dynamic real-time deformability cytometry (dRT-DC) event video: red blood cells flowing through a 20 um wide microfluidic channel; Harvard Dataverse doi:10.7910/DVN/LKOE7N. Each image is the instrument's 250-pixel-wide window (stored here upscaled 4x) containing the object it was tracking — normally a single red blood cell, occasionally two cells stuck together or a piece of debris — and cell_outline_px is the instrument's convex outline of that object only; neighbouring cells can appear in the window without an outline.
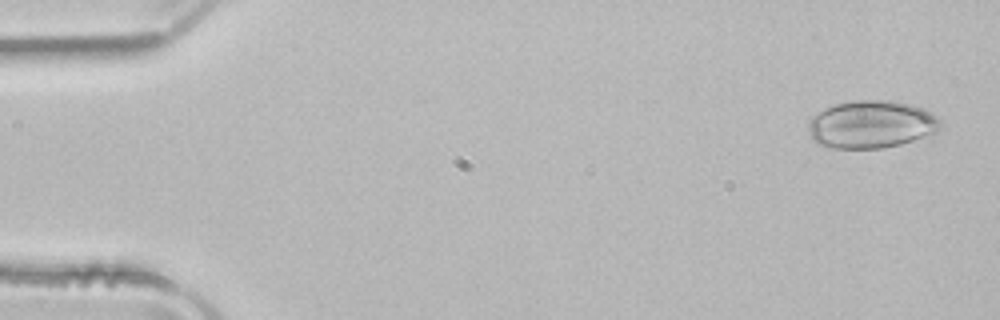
{"species": "common noctule bat (a hibernating species)", "species_latin": "Nyctalus noctula", "temperature_condition": "room temperature", "stored_images_in_passage": 50, "camera_frame_rate_fps": 3000, "um_per_image_px": 0.085, "animal": {"sex": "male", "body_mass_g": 21.5, "forearm_length_mm": 52.0}, "frame": {"image": 1, "passage_image": 2, "time_ms": 0.333, "image_size_px": [1000, 320], "cell_outline_px": [[940, 128], [936, 132], [900, 144], [880, 148], [832, 148], [820, 144], [812, 140], [808, 128], [808, 120], [812, 116], [824, 108], [832, 104], [856, 100], [888, 100], [912, 104], [924, 108], [936, 116], [940, 120]], "centroid_in_image_um": [74.03, 10.55], "position_along_channel_um": 11.0, "area_um2": 36.76}}
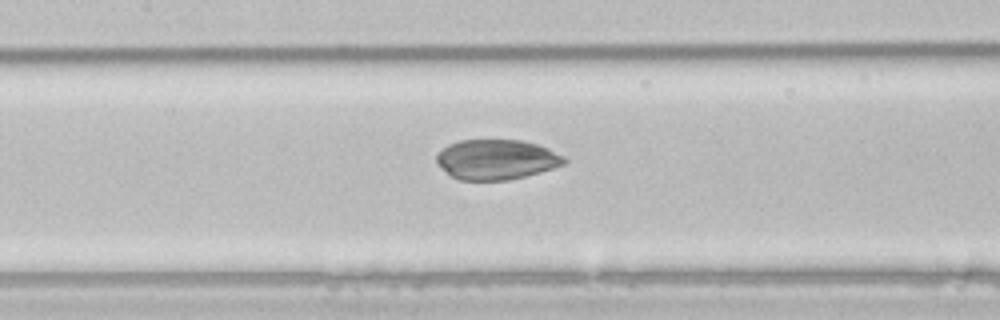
{"frame": {"image": 2, "passage_image": 23, "time_ms": 7.333, "image_size_px": [1000, 320], "cell_outline_px": [[568, 160], [564, 164], [540, 172], [508, 180], [460, 180], [452, 176], [436, 164], [436, 156], [440, 148], [448, 144], [460, 140], [520, 140], [536, 144], [548, 148], [564, 156]], "centroid_in_image_um": [42.17, 13.55], "position_along_channel_um": 165.2, "area_um2": 29.82}}
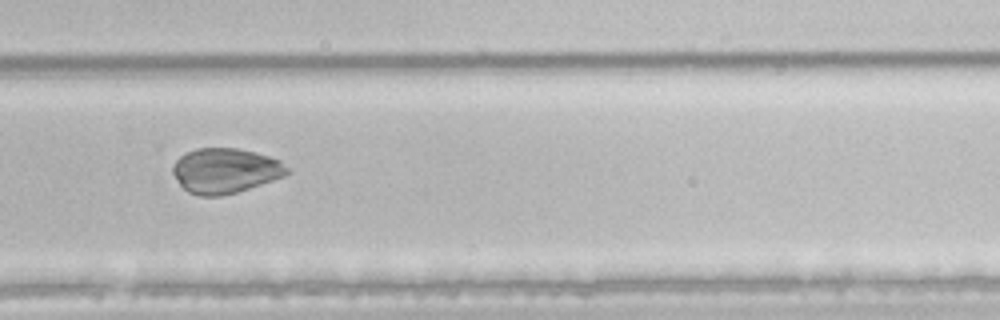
{"frame": {"image": 3, "passage_image": 34, "time_ms": 11.0, "image_size_px": [1000, 320], "cell_outline_px": [[288, 172], [284, 176], [236, 192], [220, 196], [200, 196], [188, 192], [180, 184], [172, 172], [172, 168], [176, 160], [184, 152], [196, 148], [236, 148], [256, 152], [280, 160], [288, 168]], "centroid_in_image_um": [19.11, 14.49], "position_along_channel_um": 310.7, "area_um2": 29.82}}